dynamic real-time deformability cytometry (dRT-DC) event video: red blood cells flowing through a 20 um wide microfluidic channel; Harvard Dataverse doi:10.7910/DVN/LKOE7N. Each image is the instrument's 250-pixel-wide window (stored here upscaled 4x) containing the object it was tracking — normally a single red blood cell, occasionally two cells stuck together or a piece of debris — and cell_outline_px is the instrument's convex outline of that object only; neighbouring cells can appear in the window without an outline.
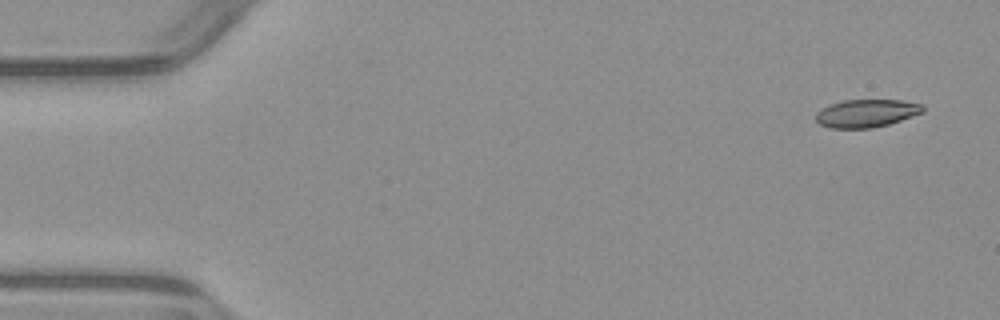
{"species": "common noctule bat (a hibernating species)", "species_latin": "Nyctalus noctula", "temperature_condition": "warm", "stored_images_in_passage": 5, "camera_frame_rate_fps": 3000, "um_per_image_px": 0.085, "animal": {"sex": "male", "body_mass_g": 23.1, "forearm_length_mm": 52.7}, "frame": {"image": 1, "passage_image": 1, "time_ms": 0.0, "image_size_px": [1000, 320], "cell_outline_px": [[924, 112], [888, 124], [872, 128], [832, 128], [820, 124], [816, 120], [816, 112], [828, 104], [844, 100], [900, 100], [924, 104]], "centroid_in_image_um": [73.65, 9.62], "position_along_channel_um": 11.4, "area_um2": 17.4}}
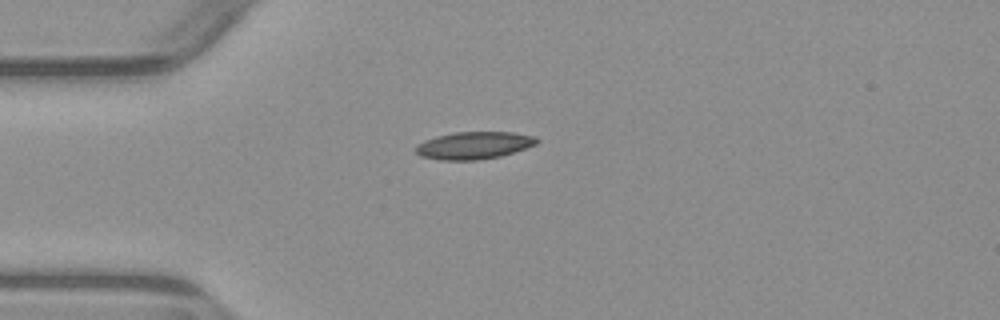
{"frame": {"image": 2, "passage_image": 4, "time_ms": 3.667, "image_size_px": [1000, 320], "cell_outline_px": [[540, 140], [536, 144], [500, 156], [476, 160], [440, 160], [420, 156], [412, 148], [416, 144], [424, 140], [436, 136], [452, 132], [512, 132], [536, 136]], "centroid_in_image_um": [40.23, 12.35], "position_along_channel_um": 44.8, "area_um2": 19.42}}
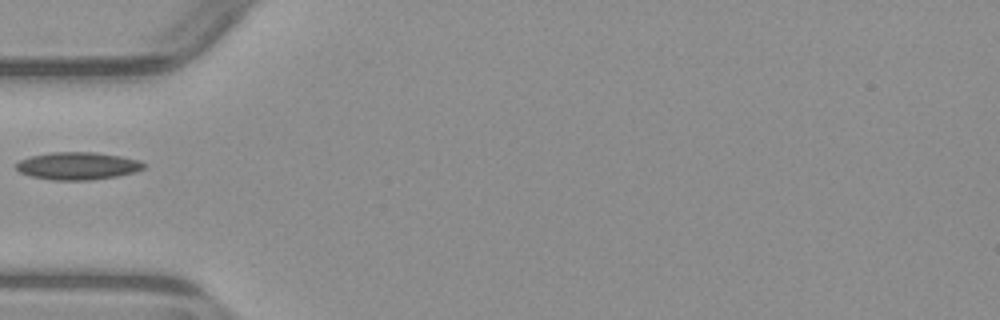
{"frame": {"image": 3, "passage_image": 5, "time_ms": 5.0, "image_size_px": [1000, 320], "cell_outline_px": [[148, 164], [144, 168], [136, 172], [116, 176], [92, 180], [52, 180], [32, 176], [20, 172], [16, 168], [16, 164], [20, 160], [32, 156], [52, 152], [96, 152], [120, 156], [140, 160]], "centroid_in_image_um": [6.66, 14.1], "position_along_channel_um": 78.3, "area_um2": 20.52}}